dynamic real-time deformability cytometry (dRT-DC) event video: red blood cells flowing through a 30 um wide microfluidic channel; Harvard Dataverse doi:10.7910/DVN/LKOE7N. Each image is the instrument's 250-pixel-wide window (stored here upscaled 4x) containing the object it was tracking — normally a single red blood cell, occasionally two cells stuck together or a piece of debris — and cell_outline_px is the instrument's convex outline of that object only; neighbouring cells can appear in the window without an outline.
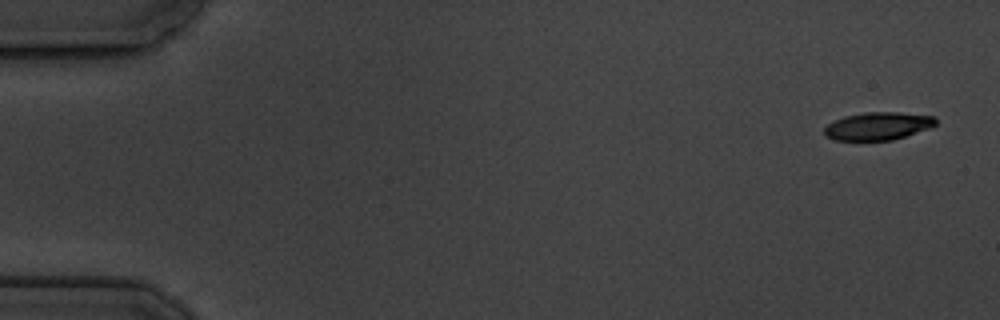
{"species": "common noctule bat (a hibernating species)", "species_latin": "Nyctalus noctula", "temperature_condition": "cold", "stored_images_in_passage": 6, "camera_frame_rate_fps": 3000, "um_per_image_px": 0.085, "animal": {"sex": "male", "body_mass_g": 19.5, "forearm_length_mm": 54.6}, "frame": {"image": 1, "passage_image": 1, "time_ms": 0.0, "image_size_px": [1000, 320], "cell_outline_px": [[936, 124], [928, 128], [892, 140], [836, 140], [824, 136], [824, 128], [828, 124], [844, 116], [864, 112], [896, 112], [936, 116]], "centroid_in_image_um": [74.6, 10.71], "position_along_channel_um": 10.4, "area_um2": 17.92}}
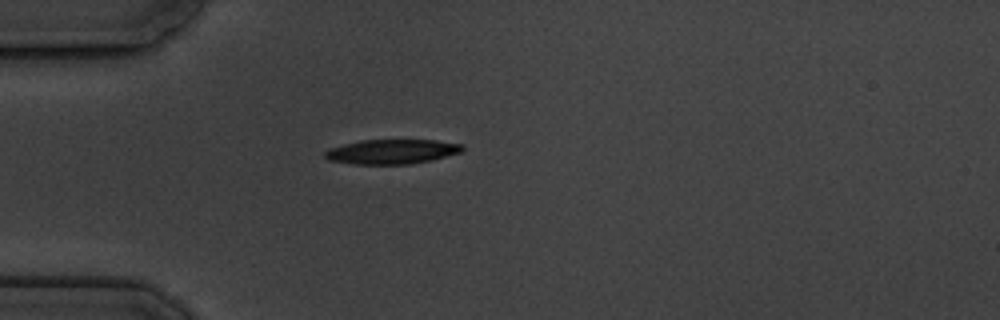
{"frame": {"image": 2, "passage_image": 5, "time_ms": 4.667, "image_size_px": [1000, 320], "cell_outline_px": [[464, 148], [460, 152], [432, 160], [408, 164], [356, 164], [328, 160], [324, 156], [324, 152], [328, 148], [360, 140], [436, 140], [464, 144]], "centroid_in_image_um": [33.3, 12.88], "position_along_channel_um": 51.7, "area_um2": 19.71}}